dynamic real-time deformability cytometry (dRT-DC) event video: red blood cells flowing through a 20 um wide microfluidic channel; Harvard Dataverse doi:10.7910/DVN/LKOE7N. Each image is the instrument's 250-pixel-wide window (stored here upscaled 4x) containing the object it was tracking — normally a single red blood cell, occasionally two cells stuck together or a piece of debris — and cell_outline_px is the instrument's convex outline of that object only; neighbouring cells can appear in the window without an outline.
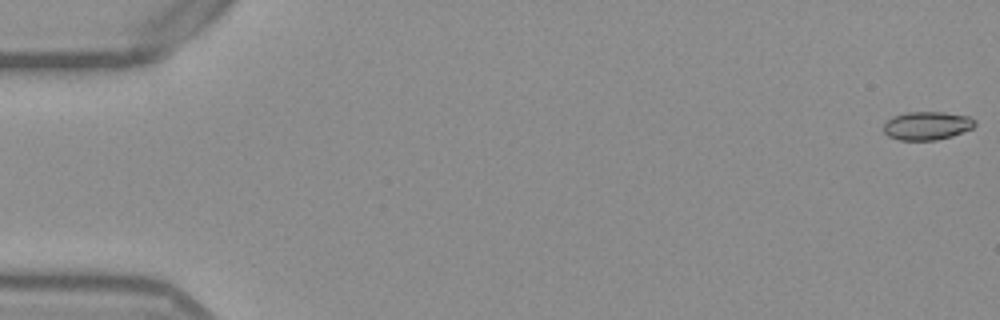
{"species": "Egyptian fruit bat (a non-hibernating species)", "species_latin": "Rousettus aegyptiacus", "temperature_condition": "warm", "stored_images_in_passage": 53, "camera_frame_rate_fps": 3000, "um_per_image_px": 0.085, "frame": {"image": 1, "passage_image": 1, "time_ms": 0.0, "image_size_px": [1000, 320], "cell_outline_px": [[976, 124], [972, 128], [952, 136], [936, 140], [900, 140], [888, 136], [884, 132], [884, 124], [892, 116], [908, 112], [944, 112], [972, 116], [976, 120]], "centroid_in_image_um": [78.83, 10.67], "position_along_channel_um": 6.2, "area_um2": 15.2}}
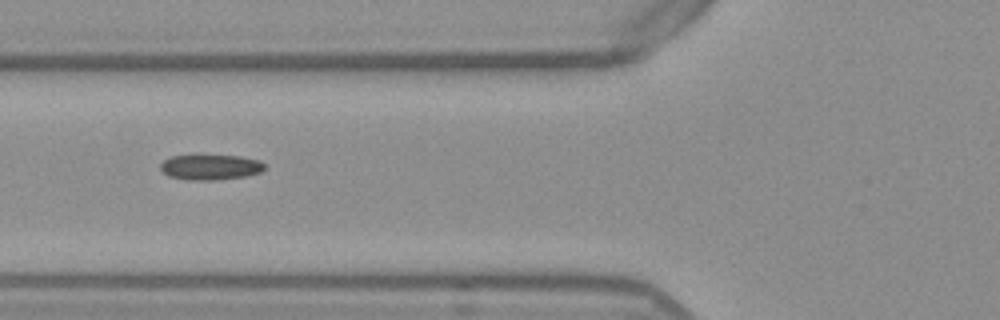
{"frame": {"image": 2, "passage_image": 21, "time_ms": 6.667, "image_size_px": [1000, 320], "cell_outline_px": [[264, 168], [260, 172], [248, 176], [216, 180], [188, 180], [168, 176], [160, 168], [160, 164], [164, 160], [172, 156], [192, 152], [200, 152], [240, 156], [260, 160], [264, 164]], "centroid_in_image_um": [17.85, 14.15], "position_along_channel_um": 107.9, "area_um2": 16.36}}
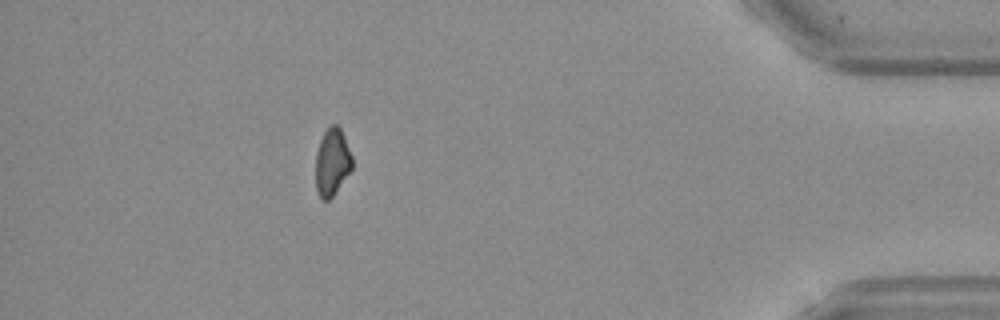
{"frame": {"image": 3, "passage_image": 48, "time_ms": 15.667, "image_size_px": [1000, 320], "cell_outline_px": [[352, 168], [332, 196], [328, 200], [320, 200], [316, 192], [316, 152], [320, 140], [324, 132], [332, 124], [336, 124], [340, 128], [344, 136], [352, 156]], "centroid_in_image_um": [28.21, 13.79], "position_along_channel_um": 407.0, "area_um2": 14.22}, "authors_computed_cell_mechanics": {"area_um2": 15.4326, "velocity_mm_per_s": 3.8761, "shape_relaxation_time_tau1_ms": null, "shape_relaxation_time_tau2_ms": 4.2128, "deformation_change_tau1": null, "deformation_change_tau2": 0.0953}}